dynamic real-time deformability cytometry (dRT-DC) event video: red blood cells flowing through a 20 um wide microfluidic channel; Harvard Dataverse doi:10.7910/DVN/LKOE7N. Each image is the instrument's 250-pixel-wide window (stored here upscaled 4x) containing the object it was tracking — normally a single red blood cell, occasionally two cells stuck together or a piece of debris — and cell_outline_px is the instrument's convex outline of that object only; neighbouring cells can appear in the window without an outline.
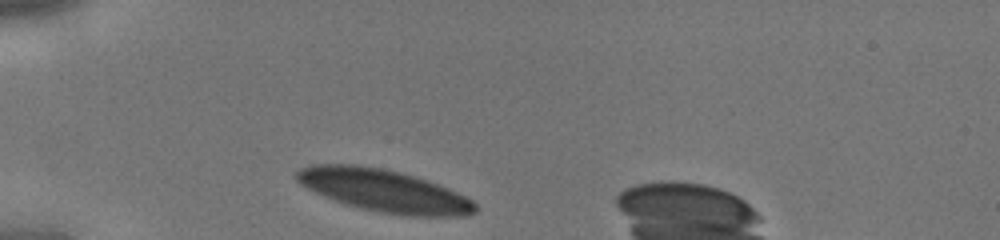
{"species": "human", "species_latin": "Homo sapiens", "temperature_condition": "cold", "stored_images_in_passage": 25, "camera_frame_rate_fps": 3000, "um_per_image_px": 0.085, "donor": {"sex": "male"}, "frame": {"image": 1, "passage_image": 1, "time_ms": 0.0, "image_size_px": [1000, 240], "cell_outline_px": [[476, 212], [464, 216], [408, 216], [380, 212], [360, 208], [344, 204], [324, 196], [300, 184], [292, 176], [300, 168], [312, 164], [356, 164], [380, 168], [400, 172], [428, 180], [448, 188], [472, 200], [476, 204]], "centroid_in_image_um": [32.61, 16.2], "position_along_channel_um": 52.4, "area_um2": 44.16}}
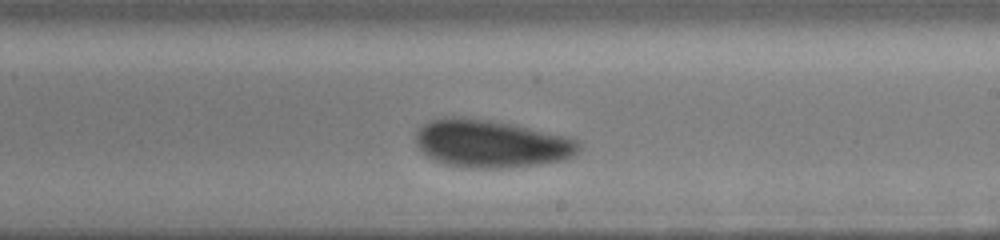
{"frame": {"image": 2, "passage_image": 15, "time_ms": 4.667, "image_size_px": [1000, 240], "cell_outline_px": [[584, 148], [572, 156], [564, 160], [544, 164], [504, 168], [468, 168], [444, 164], [432, 160], [424, 156], [416, 144], [416, 132], [428, 120], [456, 116], [460, 116], [492, 120], [516, 124], [568, 136], [576, 140]], "centroid_in_image_um": [41.76, 12.21], "position_along_channel_um": 247.2, "area_um2": 46.3}}
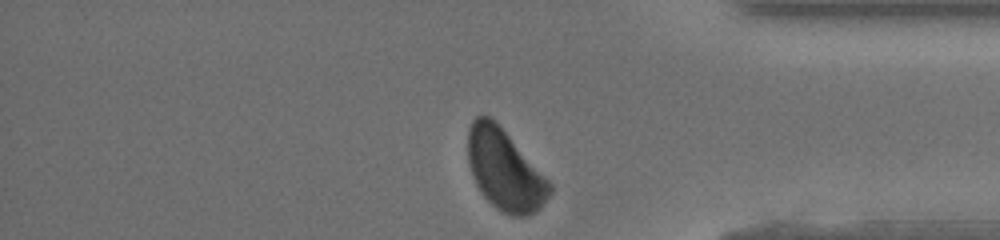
{"frame": {"image": 3, "passage_image": 25, "time_ms": 8.0, "image_size_px": [1000, 240], "cell_outline_px": [[552, 192], [540, 208], [536, 212], [528, 216], [512, 216], [496, 208], [480, 192], [472, 176], [468, 160], [468, 128], [472, 120], [476, 116], [488, 116], [508, 136], [552, 184]], "centroid_in_image_um": [42.89, 14.49], "position_along_channel_um": 392.3, "area_um2": 37.74}}